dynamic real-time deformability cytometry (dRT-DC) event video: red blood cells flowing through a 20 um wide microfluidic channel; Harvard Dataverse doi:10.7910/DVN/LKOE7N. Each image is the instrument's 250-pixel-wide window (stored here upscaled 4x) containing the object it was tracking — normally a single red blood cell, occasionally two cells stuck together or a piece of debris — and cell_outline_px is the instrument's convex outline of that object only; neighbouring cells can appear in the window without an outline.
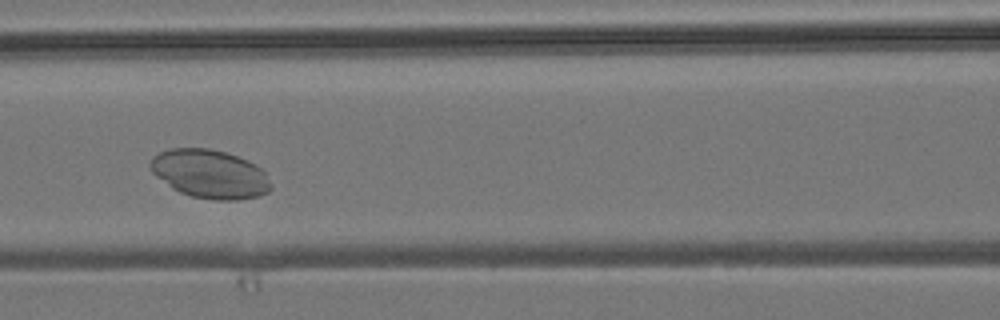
{"species": "common noctule bat (a hibernating species)", "species_latin": "Nyctalus noctula", "temperature_condition": "room temperature", "stored_images_in_passage": 8, "camera_frame_rate_fps": 3000, "um_per_image_px": 0.085, "animal": {"sex": "male", "body_mass_g": 19.2, "forearm_length_mm": 51.8}, "frame": {"image": 1, "passage_image": 5, "time_ms": 5.333, "image_size_px": [1000, 320], "cell_outline_px": [[272, 188], [268, 192], [260, 196], [236, 200], [216, 200], [192, 196], [180, 192], [172, 188], [156, 176], [152, 172], [148, 164], [152, 156], [160, 152], [172, 148], [208, 148], [224, 152], [248, 160], [256, 164], [264, 172], [272, 184]], "centroid_in_image_um": [17.84, 14.79], "position_along_channel_um": 148.8, "area_um2": 34.22}}
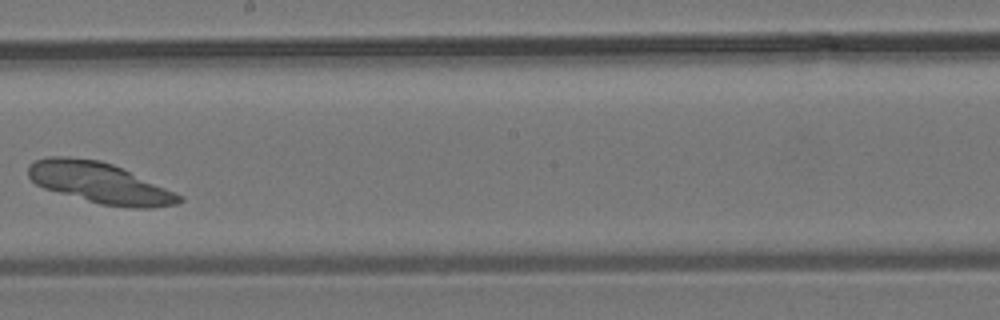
{"frame": {"image": 2, "passage_image": 7, "time_ms": 7.667, "image_size_px": [1000, 320], "cell_outline_px": [[184, 200], [176, 204], [152, 208], [132, 208], [100, 204], [44, 188], [36, 184], [28, 176], [28, 164], [36, 160], [48, 156], [68, 156], [100, 160], [124, 168], [176, 192], [184, 196]], "centroid_in_image_um": [8.5, 15.53], "position_along_channel_um": 239.7, "area_um2": 36.13}}
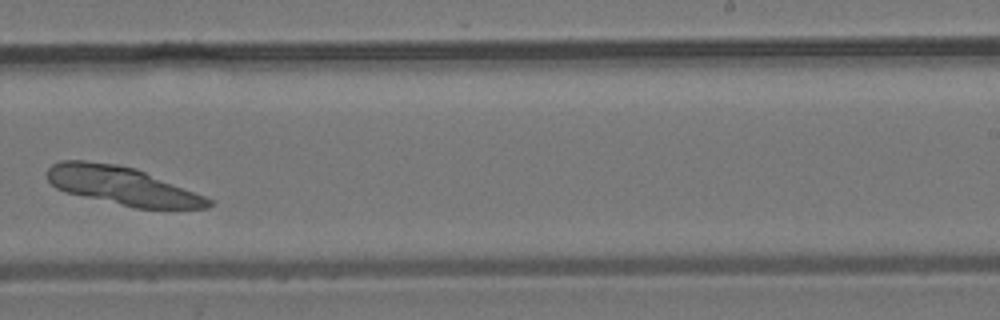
{"frame": {"image": 3, "passage_image": 8, "time_ms": 8.667, "image_size_px": [1000, 320], "cell_outline_px": [[212, 204], [208, 208], [136, 208], [64, 192], [56, 188], [48, 180], [48, 168], [52, 164], [60, 160], [84, 160], [116, 164], [136, 168], [204, 196], [212, 200]], "centroid_in_image_um": [10.35, 15.78], "position_along_channel_um": 278.7, "area_um2": 35.6}}